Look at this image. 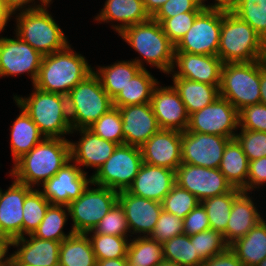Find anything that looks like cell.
Returning <instances> with one entry per match:
<instances>
[{"instance_id":"1","label":"cell","mask_w":266,"mask_h":266,"mask_svg":"<svg viewBox=\"0 0 266 266\" xmlns=\"http://www.w3.org/2000/svg\"><path fill=\"white\" fill-rule=\"evenodd\" d=\"M70 160L68 139L45 137L13 164L8 176L39 189Z\"/></svg>"},{"instance_id":"2","label":"cell","mask_w":266,"mask_h":266,"mask_svg":"<svg viewBox=\"0 0 266 266\" xmlns=\"http://www.w3.org/2000/svg\"><path fill=\"white\" fill-rule=\"evenodd\" d=\"M118 36L139 56L133 60L142 69L145 63L169 75L174 65L175 46L164 34L162 26L152 17L142 23L128 26Z\"/></svg>"},{"instance_id":"3","label":"cell","mask_w":266,"mask_h":266,"mask_svg":"<svg viewBox=\"0 0 266 266\" xmlns=\"http://www.w3.org/2000/svg\"><path fill=\"white\" fill-rule=\"evenodd\" d=\"M87 58L77 53L70 43L62 50L44 55L34 86L40 90L67 96L94 67Z\"/></svg>"},{"instance_id":"4","label":"cell","mask_w":266,"mask_h":266,"mask_svg":"<svg viewBox=\"0 0 266 266\" xmlns=\"http://www.w3.org/2000/svg\"><path fill=\"white\" fill-rule=\"evenodd\" d=\"M32 92L24 97L13 95L14 103L21 107L47 138L67 139L72 132L67 96L40 90L33 85Z\"/></svg>"},{"instance_id":"5","label":"cell","mask_w":266,"mask_h":266,"mask_svg":"<svg viewBox=\"0 0 266 266\" xmlns=\"http://www.w3.org/2000/svg\"><path fill=\"white\" fill-rule=\"evenodd\" d=\"M217 56L223 63L266 59L264 39L233 12L222 9V26Z\"/></svg>"},{"instance_id":"6","label":"cell","mask_w":266,"mask_h":266,"mask_svg":"<svg viewBox=\"0 0 266 266\" xmlns=\"http://www.w3.org/2000/svg\"><path fill=\"white\" fill-rule=\"evenodd\" d=\"M50 5L51 3H46L39 8L13 14L16 19L13 34L43 56L60 51L69 44L64 31L47 9Z\"/></svg>"},{"instance_id":"7","label":"cell","mask_w":266,"mask_h":266,"mask_svg":"<svg viewBox=\"0 0 266 266\" xmlns=\"http://www.w3.org/2000/svg\"><path fill=\"white\" fill-rule=\"evenodd\" d=\"M67 104L71 128L76 130L88 128L113 108V99L92 72L68 93Z\"/></svg>"},{"instance_id":"8","label":"cell","mask_w":266,"mask_h":266,"mask_svg":"<svg viewBox=\"0 0 266 266\" xmlns=\"http://www.w3.org/2000/svg\"><path fill=\"white\" fill-rule=\"evenodd\" d=\"M219 95L238 111L245 106L260 103V60L224 63Z\"/></svg>"},{"instance_id":"9","label":"cell","mask_w":266,"mask_h":266,"mask_svg":"<svg viewBox=\"0 0 266 266\" xmlns=\"http://www.w3.org/2000/svg\"><path fill=\"white\" fill-rule=\"evenodd\" d=\"M117 202L118 191L90 183L77 200L67 205L72 221L71 230L83 234L93 231Z\"/></svg>"},{"instance_id":"10","label":"cell","mask_w":266,"mask_h":266,"mask_svg":"<svg viewBox=\"0 0 266 266\" xmlns=\"http://www.w3.org/2000/svg\"><path fill=\"white\" fill-rule=\"evenodd\" d=\"M143 163L140 147L117 145L113 154L94 173L92 183L114 189L127 190Z\"/></svg>"},{"instance_id":"11","label":"cell","mask_w":266,"mask_h":266,"mask_svg":"<svg viewBox=\"0 0 266 266\" xmlns=\"http://www.w3.org/2000/svg\"><path fill=\"white\" fill-rule=\"evenodd\" d=\"M222 9L205 8L175 46V52L217 56Z\"/></svg>"},{"instance_id":"12","label":"cell","mask_w":266,"mask_h":266,"mask_svg":"<svg viewBox=\"0 0 266 266\" xmlns=\"http://www.w3.org/2000/svg\"><path fill=\"white\" fill-rule=\"evenodd\" d=\"M238 129V110L226 98L218 96L210 105L189 116L187 131L235 139Z\"/></svg>"},{"instance_id":"13","label":"cell","mask_w":266,"mask_h":266,"mask_svg":"<svg viewBox=\"0 0 266 266\" xmlns=\"http://www.w3.org/2000/svg\"><path fill=\"white\" fill-rule=\"evenodd\" d=\"M0 35V78L27 74L32 86L39 75L43 55L17 35Z\"/></svg>"},{"instance_id":"14","label":"cell","mask_w":266,"mask_h":266,"mask_svg":"<svg viewBox=\"0 0 266 266\" xmlns=\"http://www.w3.org/2000/svg\"><path fill=\"white\" fill-rule=\"evenodd\" d=\"M175 181L179 187L195 195L200 202L234 189L219 168L210 169L184 163L175 170Z\"/></svg>"},{"instance_id":"15","label":"cell","mask_w":266,"mask_h":266,"mask_svg":"<svg viewBox=\"0 0 266 266\" xmlns=\"http://www.w3.org/2000/svg\"><path fill=\"white\" fill-rule=\"evenodd\" d=\"M92 183L91 175L82 170L75 162H67L52 178L39 188L43 196L51 203L68 205L77 200Z\"/></svg>"},{"instance_id":"16","label":"cell","mask_w":266,"mask_h":266,"mask_svg":"<svg viewBox=\"0 0 266 266\" xmlns=\"http://www.w3.org/2000/svg\"><path fill=\"white\" fill-rule=\"evenodd\" d=\"M232 138L205 133L181 132L182 163L219 168L225 146Z\"/></svg>"},{"instance_id":"17","label":"cell","mask_w":266,"mask_h":266,"mask_svg":"<svg viewBox=\"0 0 266 266\" xmlns=\"http://www.w3.org/2000/svg\"><path fill=\"white\" fill-rule=\"evenodd\" d=\"M118 203L126 215L131 237L149 236L163 210L161 202L135 196L127 190L118 192Z\"/></svg>"},{"instance_id":"18","label":"cell","mask_w":266,"mask_h":266,"mask_svg":"<svg viewBox=\"0 0 266 266\" xmlns=\"http://www.w3.org/2000/svg\"><path fill=\"white\" fill-rule=\"evenodd\" d=\"M223 64L218 56L175 52L174 65L169 75L215 85L219 88Z\"/></svg>"},{"instance_id":"19","label":"cell","mask_w":266,"mask_h":266,"mask_svg":"<svg viewBox=\"0 0 266 266\" xmlns=\"http://www.w3.org/2000/svg\"><path fill=\"white\" fill-rule=\"evenodd\" d=\"M154 88L151 106L160 129L186 131L189 125V114L172 85Z\"/></svg>"},{"instance_id":"20","label":"cell","mask_w":266,"mask_h":266,"mask_svg":"<svg viewBox=\"0 0 266 266\" xmlns=\"http://www.w3.org/2000/svg\"><path fill=\"white\" fill-rule=\"evenodd\" d=\"M181 132L159 129L141 147L144 163L176 170L182 163Z\"/></svg>"},{"instance_id":"21","label":"cell","mask_w":266,"mask_h":266,"mask_svg":"<svg viewBox=\"0 0 266 266\" xmlns=\"http://www.w3.org/2000/svg\"><path fill=\"white\" fill-rule=\"evenodd\" d=\"M7 190L0 188V235L10 241L23 237V205L33 189L12 178Z\"/></svg>"},{"instance_id":"22","label":"cell","mask_w":266,"mask_h":266,"mask_svg":"<svg viewBox=\"0 0 266 266\" xmlns=\"http://www.w3.org/2000/svg\"><path fill=\"white\" fill-rule=\"evenodd\" d=\"M77 132V133H76ZM80 134L78 141H70L71 160L75 162L82 170L85 168H94L96 172L107 159L113 154L118 144L105 140L94 134L88 128L72 130L71 135Z\"/></svg>"},{"instance_id":"23","label":"cell","mask_w":266,"mask_h":266,"mask_svg":"<svg viewBox=\"0 0 266 266\" xmlns=\"http://www.w3.org/2000/svg\"><path fill=\"white\" fill-rule=\"evenodd\" d=\"M27 236L11 241V246L15 250L17 248L16 251L10 253L13 265L59 266L61 242L39 239L32 234Z\"/></svg>"},{"instance_id":"24","label":"cell","mask_w":266,"mask_h":266,"mask_svg":"<svg viewBox=\"0 0 266 266\" xmlns=\"http://www.w3.org/2000/svg\"><path fill=\"white\" fill-rule=\"evenodd\" d=\"M124 144L141 147L160 128L151 103L119 107Z\"/></svg>"},{"instance_id":"25","label":"cell","mask_w":266,"mask_h":266,"mask_svg":"<svg viewBox=\"0 0 266 266\" xmlns=\"http://www.w3.org/2000/svg\"><path fill=\"white\" fill-rule=\"evenodd\" d=\"M175 184L174 170L143 162L127 191L138 197L162 202Z\"/></svg>"},{"instance_id":"26","label":"cell","mask_w":266,"mask_h":266,"mask_svg":"<svg viewBox=\"0 0 266 266\" xmlns=\"http://www.w3.org/2000/svg\"><path fill=\"white\" fill-rule=\"evenodd\" d=\"M150 18L143 0H106L93 21H97V24L111 22L110 28L119 34L126 27L142 23Z\"/></svg>"},{"instance_id":"27","label":"cell","mask_w":266,"mask_h":266,"mask_svg":"<svg viewBox=\"0 0 266 266\" xmlns=\"http://www.w3.org/2000/svg\"><path fill=\"white\" fill-rule=\"evenodd\" d=\"M252 194L254 193L242 191L233 200L226 227V244L228 246L237 239L244 237L255 225L265 218L262 216L264 214L258 211L256 199Z\"/></svg>"},{"instance_id":"28","label":"cell","mask_w":266,"mask_h":266,"mask_svg":"<svg viewBox=\"0 0 266 266\" xmlns=\"http://www.w3.org/2000/svg\"><path fill=\"white\" fill-rule=\"evenodd\" d=\"M20 113L10 126V149L13 164L45 137L28 114L17 104Z\"/></svg>"},{"instance_id":"29","label":"cell","mask_w":266,"mask_h":266,"mask_svg":"<svg viewBox=\"0 0 266 266\" xmlns=\"http://www.w3.org/2000/svg\"><path fill=\"white\" fill-rule=\"evenodd\" d=\"M172 86L178 92L189 116L210 105L219 95V88L207 83L191 81L180 77H171Z\"/></svg>"},{"instance_id":"30","label":"cell","mask_w":266,"mask_h":266,"mask_svg":"<svg viewBox=\"0 0 266 266\" xmlns=\"http://www.w3.org/2000/svg\"><path fill=\"white\" fill-rule=\"evenodd\" d=\"M229 248L245 266H256L266 258V218Z\"/></svg>"},{"instance_id":"31","label":"cell","mask_w":266,"mask_h":266,"mask_svg":"<svg viewBox=\"0 0 266 266\" xmlns=\"http://www.w3.org/2000/svg\"><path fill=\"white\" fill-rule=\"evenodd\" d=\"M248 166L249 161L241 145L236 139H231L225 146L220 172L234 188L247 192Z\"/></svg>"},{"instance_id":"32","label":"cell","mask_w":266,"mask_h":266,"mask_svg":"<svg viewBox=\"0 0 266 266\" xmlns=\"http://www.w3.org/2000/svg\"><path fill=\"white\" fill-rule=\"evenodd\" d=\"M148 69H141L113 99V107L142 105L151 102L158 79Z\"/></svg>"},{"instance_id":"33","label":"cell","mask_w":266,"mask_h":266,"mask_svg":"<svg viewBox=\"0 0 266 266\" xmlns=\"http://www.w3.org/2000/svg\"><path fill=\"white\" fill-rule=\"evenodd\" d=\"M96 67L93 72L100 78L103 89L112 99L142 69L133 60H117L113 64Z\"/></svg>"},{"instance_id":"34","label":"cell","mask_w":266,"mask_h":266,"mask_svg":"<svg viewBox=\"0 0 266 266\" xmlns=\"http://www.w3.org/2000/svg\"><path fill=\"white\" fill-rule=\"evenodd\" d=\"M90 239L87 234L73 233L63 240L59 251V266H96Z\"/></svg>"},{"instance_id":"35","label":"cell","mask_w":266,"mask_h":266,"mask_svg":"<svg viewBox=\"0 0 266 266\" xmlns=\"http://www.w3.org/2000/svg\"><path fill=\"white\" fill-rule=\"evenodd\" d=\"M68 219L69 211L66 205L50 204L32 235L43 240L62 242L74 233L71 229L67 234L63 230Z\"/></svg>"},{"instance_id":"36","label":"cell","mask_w":266,"mask_h":266,"mask_svg":"<svg viewBox=\"0 0 266 266\" xmlns=\"http://www.w3.org/2000/svg\"><path fill=\"white\" fill-rule=\"evenodd\" d=\"M242 192L234 188L231 192L204 199L200 203L206 210L211 229L220 232L226 243V227L230 217L233 200Z\"/></svg>"},{"instance_id":"37","label":"cell","mask_w":266,"mask_h":266,"mask_svg":"<svg viewBox=\"0 0 266 266\" xmlns=\"http://www.w3.org/2000/svg\"><path fill=\"white\" fill-rule=\"evenodd\" d=\"M127 260L134 266H156L164 260L162 244L146 237H133L127 249Z\"/></svg>"},{"instance_id":"38","label":"cell","mask_w":266,"mask_h":266,"mask_svg":"<svg viewBox=\"0 0 266 266\" xmlns=\"http://www.w3.org/2000/svg\"><path fill=\"white\" fill-rule=\"evenodd\" d=\"M162 248L165 260L176 262L182 266H202L204 262L196 253L190 236L184 233L164 242Z\"/></svg>"},{"instance_id":"39","label":"cell","mask_w":266,"mask_h":266,"mask_svg":"<svg viewBox=\"0 0 266 266\" xmlns=\"http://www.w3.org/2000/svg\"><path fill=\"white\" fill-rule=\"evenodd\" d=\"M90 239L97 260L127 258L130 239L116 235L97 234L93 231L86 233Z\"/></svg>"},{"instance_id":"40","label":"cell","mask_w":266,"mask_h":266,"mask_svg":"<svg viewBox=\"0 0 266 266\" xmlns=\"http://www.w3.org/2000/svg\"><path fill=\"white\" fill-rule=\"evenodd\" d=\"M50 204L38 188H33L26 195L23 205V236L33 234Z\"/></svg>"},{"instance_id":"41","label":"cell","mask_w":266,"mask_h":266,"mask_svg":"<svg viewBox=\"0 0 266 266\" xmlns=\"http://www.w3.org/2000/svg\"><path fill=\"white\" fill-rule=\"evenodd\" d=\"M230 11L266 41V0H238Z\"/></svg>"},{"instance_id":"42","label":"cell","mask_w":266,"mask_h":266,"mask_svg":"<svg viewBox=\"0 0 266 266\" xmlns=\"http://www.w3.org/2000/svg\"><path fill=\"white\" fill-rule=\"evenodd\" d=\"M122 124L123 121L119 109L113 107L89 126L88 129L105 140L121 145L124 144Z\"/></svg>"},{"instance_id":"43","label":"cell","mask_w":266,"mask_h":266,"mask_svg":"<svg viewBox=\"0 0 266 266\" xmlns=\"http://www.w3.org/2000/svg\"><path fill=\"white\" fill-rule=\"evenodd\" d=\"M161 203L164 211L184 219L200 201L195 195L175 184Z\"/></svg>"},{"instance_id":"44","label":"cell","mask_w":266,"mask_h":266,"mask_svg":"<svg viewBox=\"0 0 266 266\" xmlns=\"http://www.w3.org/2000/svg\"><path fill=\"white\" fill-rule=\"evenodd\" d=\"M194 243L196 253L205 261L209 258L221 254L229 246L225 243L223 235L213 229H208L190 236Z\"/></svg>"},{"instance_id":"45","label":"cell","mask_w":266,"mask_h":266,"mask_svg":"<svg viewBox=\"0 0 266 266\" xmlns=\"http://www.w3.org/2000/svg\"><path fill=\"white\" fill-rule=\"evenodd\" d=\"M97 234L130 237L131 234L123 208L117 202L111 210L99 221L93 230Z\"/></svg>"},{"instance_id":"46","label":"cell","mask_w":266,"mask_h":266,"mask_svg":"<svg viewBox=\"0 0 266 266\" xmlns=\"http://www.w3.org/2000/svg\"><path fill=\"white\" fill-rule=\"evenodd\" d=\"M201 12H187L178 14L172 18H153L162 26L164 34L171 43L176 46L187 31L191 28L196 17Z\"/></svg>"},{"instance_id":"47","label":"cell","mask_w":266,"mask_h":266,"mask_svg":"<svg viewBox=\"0 0 266 266\" xmlns=\"http://www.w3.org/2000/svg\"><path fill=\"white\" fill-rule=\"evenodd\" d=\"M235 139L241 145L248 161L266 157V132L238 129Z\"/></svg>"},{"instance_id":"48","label":"cell","mask_w":266,"mask_h":266,"mask_svg":"<svg viewBox=\"0 0 266 266\" xmlns=\"http://www.w3.org/2000/svg\"><path fill=\"white\" fill-rule=\"evenodd\" d=\"M180 234H183V219L162 210L152 233L148 237L163 244Z\"/></svg>"},{"instance_id":"49","label":"cell","mask_w":266,"mask_h":266,"mask_svg":"<svg viewBox=\"0 0 266 266\" xmlns=\"http://www.w3.org/2000/svg\"><path fill=\"white\" fill-rule=\"evenodd\" d=\"M239 129L266 132V105L257 103L238 111Z\"/></svg>"},{"instance_id":"50","label":"cell","mask_w":266,"mask_h":266,"mask_svg":"<svg viewBox=\"0 0 266 266\" xmlns=\"http://www.w3.org/2000/svg\"><path fill=\"white\" fill-rule=\"evenodd\" d=\"M204 9L200 0H168L152 18H172L181 13L202 12Z\"/></svg>"},{"instance_id":"51","label":"cell","mask_w":266,"mask_h":266,"mask_svg":"<svg viewBox=\"0 0 266 266\" xmlns=\"http://www.w3.org/2000/svg\"><path fill=\"white\" fill-rule=\"evenodd\" d=\"M211 229L205 208L199 203L183 219V233L191 236Z\"/></svg>"},{"instance_id":"52","label":"cell","mask_w":266,"mask_h":266,"mask_svg":"<svg viewBox=\"0 0 266 266\" xmlns=\"http://www.w3.org/2000/svg\"><path fill=\"white\" fill-rule=\"evenodd\" d=\"M264 185L266 187V157L249 161L247 192L260 191Z\"/></svg>"},{"instance_id":"53","label":"cell","mask_w":266,"mask_h":266,"mask_svg":"<svg viewBox=\"0 0 266 266\" xmlns=\"http://www.w3.org/2000/svg\"><path fill=\"white\" fill-rule=\"evenodd\" d=\"M202 266H245L228 247L221 254L215 255L202 263Z\"/></svg>"},{"instance_id":"54","label":"cell","mask_w":266,"mask_h":266,"mask_svg":"<svg viewBox=\"0 0 266 266\" xmlns=\"http://www.w3.org/2000/svg\"><path fill=\"white\" fill-rule=\"evenodd\" d=\"M1 1L12 14H15L20 11L33 10L46 4L44 0H1Z\"/></svg>"},{"instance_id":"55","label":"cell","mask_w":266,"mask_h":266,"mask_svg":"<svg viewBox=\"0 0 266 266\" xmlns=\"http://www.w3.org/2000/svg\"><path fill=\"white\" fill-rule=\"evenodd\" d=\"M205 8L223 9L230 11L238 0H214L213 3L206 4L207 0H200Z\"/></svg>"},{"instance_id":"56","label":"cell","mask_w":266,"mask_h":266,"mask_svg":"<svg viewBox=\"0 0 266 266\" xmlns=\"http://www.w3.org/2000/svg\"><path fill=\"white\" fill-rule=\"evenodd\" d=\"M10 248L11 241L8 238L0 235V266H4L10 261L11 254H8Z\"/></svg>"},{"instance_id":"57","label":"cell","mask_w":266,"mask_h":266,"mask_svg":"<svg viewBox=\"0 0 266 266\" xmlns=\"http://www.w3.org/2000/svg\"><path fill=\"white\" fill-rule=\"evenodd\" d=\"M260 103L266 105V59L260 60Z\"/></svg>"},{"instance_id":"58","label":"cell","mask_w":266,"mask_h":266,"mask_svg":"<svg viewBox=\"0 0 266 266\" xmlns=\"http://www.w3.org/2000/svg\"><path fill=\"white\" fill-rule=\"evenodd\" d=\"M168 0H143L144 7L150 17H153Z\"/></svg>"},{"instance_id":"59","label":"cell","mask_w":266,"mask_h":266,"mask_svg":"<svg viewBox=\"0 0 266 266\" xmlns=\"http://www.w3.org/2000/svg\"><path fill=\"white\" fill-rule=\"evenodd\" d=\"M14 16L13 14L5 7L3 2L0 0V34L4 32L7 26L8 21L12 19Z\"/></svg>"},{"instance_id":"60","label":"cell","mask_w":266,"mask_h":266,"mask_svg":"<svg viewBox=\"0 0 266 266\" xmlns=\"http://www.w3.org/2000/svg\"><path fill=\"white\" fill-rule=\"evenodd\" d=\"M127 258L97 260L96 266H128Z\"/></svg>"},{"instance_id":"61","label":"cell","mask_w":266,"mask_h":266,"mask_svg":"<svg viewBox=\"0 0 266 266\" xmlns=\"http://www.w3.org/2000/svg\"><path fill=\"white\" fill-rule=\"evenodd\" d=\"M156 266H182L176 262L173 261H168V260H163L162 262H160L159 264H157Z\"/></svg>"},{"instance_id":"62","label":"cell","mask_w":266,"mask_h":266,"mask_svg":"<svg viewBox=\"0 0 266 266\" xmlns=\"http://www.w3.org/2000/svg\"><path fill=\"white\" fill-rule=\"evenodd\" d=\"M256 266H266V258L263 259L258 265Z\"/></svg>"},{"instance_id":"63","label":"cell","mask_w":266,"mask_h":266,"mask_svg":"<svg viewBox=\"0 0 266 266\" xmlns=\"http://www.w3.org/2000/svg\"><path fill=\"white\" fill-rule=\"evenodd\" d=\"M4 266H13V262L10 260V261L7 262Z\"/></svg>"},{"instance_id":"64","label":"cell","mask_w":266,"mask_h":266,"mask_svg":"<svg viewBox=\"0 0 266 266\" xmlns=\"http://www.w3.org/2000/svg\"><path fill=\"white\" fill-rule=\"evenodd\" d=\"M46 3H51L52 4V0H44Z\"/></svg>"}]
</instances>
